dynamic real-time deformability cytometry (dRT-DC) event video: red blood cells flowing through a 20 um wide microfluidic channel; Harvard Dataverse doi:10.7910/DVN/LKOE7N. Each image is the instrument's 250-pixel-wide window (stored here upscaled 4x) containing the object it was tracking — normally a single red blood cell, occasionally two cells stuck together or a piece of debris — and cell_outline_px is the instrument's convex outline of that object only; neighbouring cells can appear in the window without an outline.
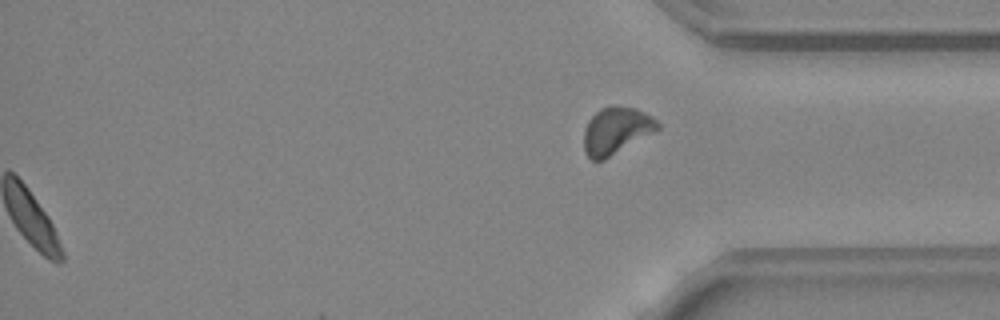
{"species": "common noctule bat (a hibernating species)", "species_latin": "Nyctalus noctula", "temperature_condition": "warm", "stored_images_in_passage": 47, "segment_of_instrument_passage": [2, 2], "camera_frame_rate_fps": 3000, "um_per_image_px": 0.085, "animal": {"sex": "female", "body_mass_g": 24.6, "forearm_length_mm": 56.2}, "frame": {"image": 1, "passage_image": 47, "time_ms": 15.333, "image_size_px": [1000, 320], "cell_outline_px": [[660, 128], [604, 160], [592, 160], [584, 152], [584, 128], [588, 120], [600, 108], [612, 104], [616, 104], [636, 108], [652, 116], [660, 124]], "centroid_in_image_um": [52.35, 11.07], "position_along_channel_um": 382.8, "area_um2": 20.29}}